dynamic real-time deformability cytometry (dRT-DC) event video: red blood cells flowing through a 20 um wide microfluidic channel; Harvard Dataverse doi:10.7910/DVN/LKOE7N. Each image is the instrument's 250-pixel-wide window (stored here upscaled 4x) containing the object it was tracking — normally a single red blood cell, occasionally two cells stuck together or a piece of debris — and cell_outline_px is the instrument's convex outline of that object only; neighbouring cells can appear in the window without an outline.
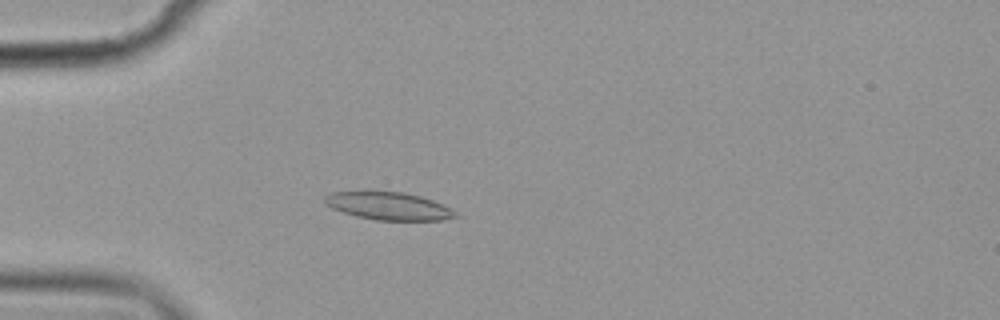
{"species": "common noctule bat (a hibernating species)", "species_latin": "Nyctalus noctula", "temperature_condition": "cold", "stored_images_in_passage": 4, "camera_frame_rate_fps": 3000, "um_per_image_px": 0.085, "animal": {"sex": "female", "body_mass_g": 19.9}, "frame": {"image": 1, "passage_image": 3, "time_ms": 3.333, "image_size_px": [1000, 320], "cell_outline_px": [[460, 216], [444, 220], [376, 220], [356, 216], [332, 208], [324, 204], [324, 196], [332, 192], [404, 192], [420, 196], [444, 204], [452, 208]], "centroid_in_image_um": [33.08, 17.52], "position_along_channel_um": 51.9, "area_um2": 21.1}}